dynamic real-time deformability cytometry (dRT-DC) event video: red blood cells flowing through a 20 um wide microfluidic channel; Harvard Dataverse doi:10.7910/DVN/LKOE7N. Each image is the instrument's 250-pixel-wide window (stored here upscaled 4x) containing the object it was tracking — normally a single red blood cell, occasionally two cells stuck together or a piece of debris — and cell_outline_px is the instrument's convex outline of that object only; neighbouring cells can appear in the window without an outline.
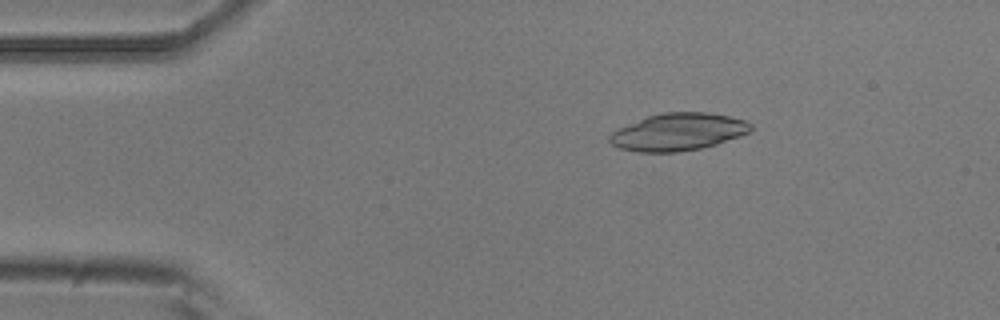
{"species": "common noctule bat (a hibernating species)", "species_latin": "Nyctalus noctula", "temperature_condition": "room temperature", "stored_images_in_passage": 54, "camera_frame_rate_fps": 3000, "um_per_image_px": 0.085, "animal": {"sex": "male", "body_mass_g": 20.5, "forearm_length_mm": 52.5}, "frame": {"image": 1, "passage_image": 9, "time_ms": 2.667, "image_size_px": [1000, 320], "cell_outline_px": [[752, 132], [716, 144], [700, 148], [676, 152], [636, 152], [620, 148], [612, 144], [608, 140], [608, 136], [616, 128], [648, 116], [660, 112], [708, 112], [728, 116], [744, 120], [752, 124]], "centroid_in_image_um": [57.62, 11.21], "position_along_channel_um": 27.4, "area_um2": 30.87}}
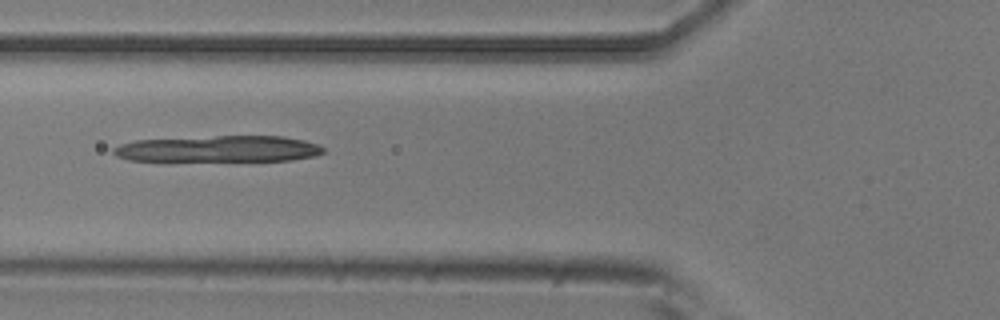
{"frame": {"image": 2, "passage_image": 20, "time_ms": 6.333, "image_size_px": [1000, 320], "cell_outline_px": [[324, 152], [316, 156], [292, 160], [128, 160], [116, 156], [112, 152], [112, 148], [120, 144], [136, 140], [216, 136], [284, 136], [304, 140], [320, 144], [324, 148]], "centroid_in_image_um": [18.62, 12.64], "position_along_channel_um": 107.2, "area_um2": 32.02}}
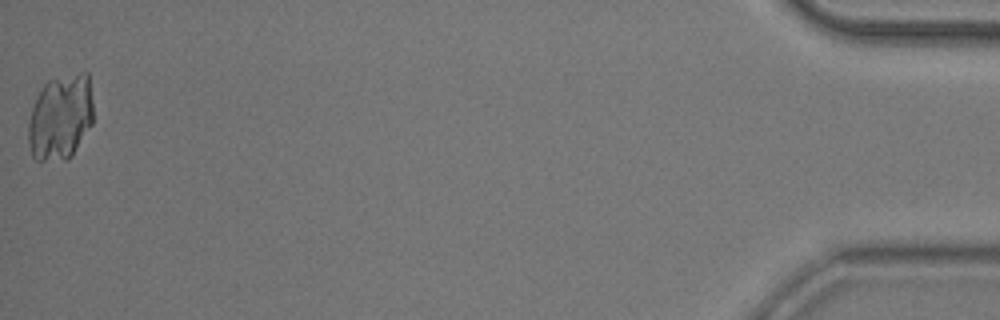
{"frame": {"image": 3, "passage_image": 54, "time_ms": 17.667, "image_size_px": [1000, 320], "cell_outline_px": [[92, 124], [72, 156], [68, 160], [36, 160], [32, 156], [28, 144], [28, 124], [32, 108], [44, 84], [48, 80], [80, 72], [88, 72], [92, 100]], "centroid_in_image_um": [5.15, 9.98], "position_along_channel_um": 430.1, "area_um2": 32.43}}